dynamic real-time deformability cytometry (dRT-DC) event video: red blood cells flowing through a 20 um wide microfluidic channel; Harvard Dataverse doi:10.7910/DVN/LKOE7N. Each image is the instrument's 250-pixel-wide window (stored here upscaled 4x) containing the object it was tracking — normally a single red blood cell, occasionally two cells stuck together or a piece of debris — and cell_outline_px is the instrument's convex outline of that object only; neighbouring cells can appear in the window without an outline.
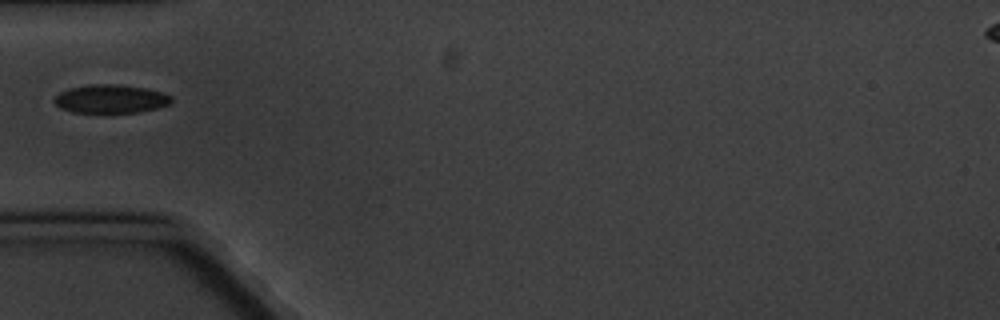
{"species": "common noctule bat (a hibernating species)", "species_latin": "Nyctalus noctula", "temperature_condition": "cold", "stored_images_in_passage": 7, "camera_frame_rate_fps": 3000, "um_per_image_px": 0.085, "animal": {"sex": "male", "body_mass_g": 20.1, "forearm_length_mm": 53.5}, "frame": {"image": 1, "passage_image": 6, "time_ms": 5.667, "image_size_px": [1000, 320], "cell_outline_px": [[172, 100], [168, 104], [156, 108], [140, 112], [72, 112], [60, 108], [52, 100], [60, 92], [72, 88], [88, 84], [120, 84], [144, 88], [160, 92], [172, 96]], "centroid_in_image_um": [9.39, 8.4], "position_along_channel_um": 75.6, "area_um2": 19.25}}